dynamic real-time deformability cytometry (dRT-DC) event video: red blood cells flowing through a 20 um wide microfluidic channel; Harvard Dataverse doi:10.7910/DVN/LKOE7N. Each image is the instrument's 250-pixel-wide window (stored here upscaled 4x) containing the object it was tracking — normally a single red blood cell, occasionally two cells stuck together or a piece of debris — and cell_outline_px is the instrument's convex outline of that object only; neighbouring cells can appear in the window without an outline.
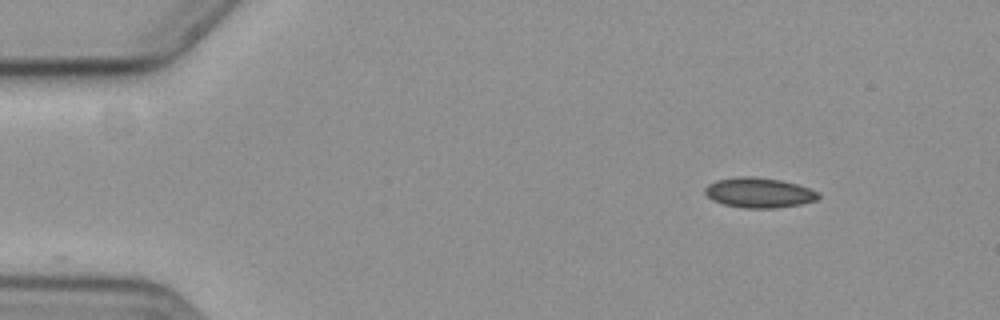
{"species": "common noctule bat (a hibernating species)", "species_latin": "Nyctalus noctula", "temperature_condition": "cold", "stored_images_in_passage": 32, "camera_frame_rate_fps": 3000, "um_per_image_px": 0.085, "animal": {"sex": "female", "body_mass_g": 19.3, "forearm_length_mm": 54.1}, "frame": {"image": 1, "passage_image": 1, "time_ms": 0.0, "image_size_px": [1000, 320], "cell_outline_px": [[820, 196], [816, 200], [800, 204], [776, 208], [744, 208], [724, 204], [712, 200], [704, 192], [704, 188], [708, 184], [716, 180], [740, 176], [752, 176], [780, 180], [796, 184], [808, 188], [816, 192]], "centroid_in_image_um": [64.47, 16.38], "position_along_channel_um": 20.5, "area_um2": 19.71}}
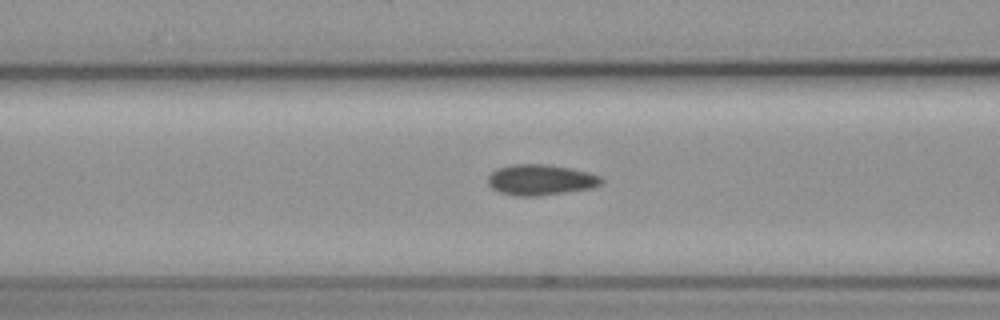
{"frame": {"image": 2, "passage_image": 17, "time_ms": 5.333, "image_size_px": [1000, 320], "cell_outline_px": [[604, 180], [600, 184], [592, 188], [536, 196], [516, 196], [500, 192], [492, 188], [488, 184], [488, 176], [496, 168], [512, 164], [548, 164], [588, 172], [600, 176]], "centroid_in_image_um": [45.93, 15.28], "position_along_channel_um": 120.7, "area_um2": 20.23}}
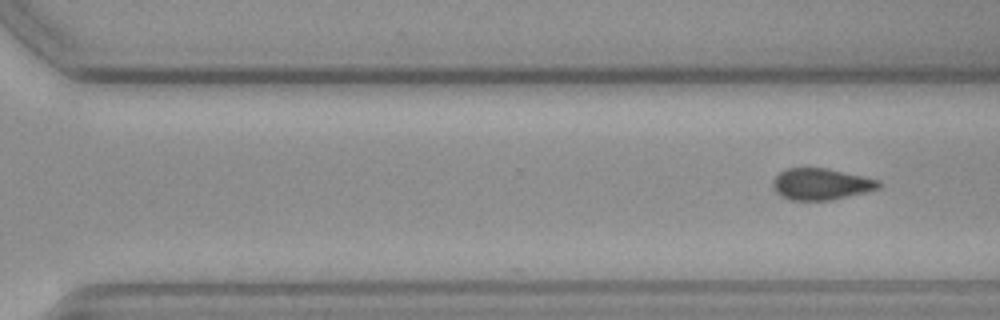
{"frame": {"image": 3, "passage_image": 32, "time_ms": 10.333, "image_size_px": [1000, 320], "cell_outline_px": [[880, 188], [832, 200], [788, 200], [780, 196], [772, 188], [772, 180], [780, 172], [788, 168], [824, 168], [880, 180]], "centroid_in_image_um": [69.73, 15.66], "position_along_channel_um": 300.9, "area_um2": 19.31}}